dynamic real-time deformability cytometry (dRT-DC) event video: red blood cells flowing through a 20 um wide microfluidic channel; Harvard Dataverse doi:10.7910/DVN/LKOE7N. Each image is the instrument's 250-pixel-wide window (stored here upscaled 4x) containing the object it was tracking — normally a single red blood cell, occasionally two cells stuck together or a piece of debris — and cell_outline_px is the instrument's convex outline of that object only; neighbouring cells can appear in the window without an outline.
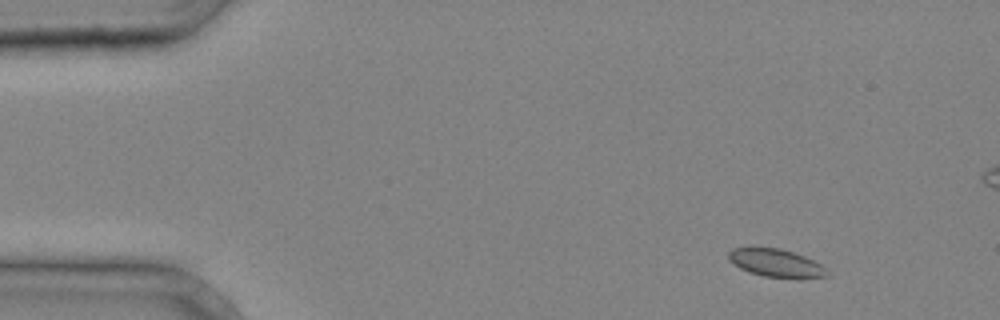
{"species": "common noctule bat (a hibernating species)", "species_latin": "Nyctalus noctula", "temperature_condition": "cold", "stored_images_in_passage": 4, "camera_frame_rate_fps": 3000, "um_per_image_px": 0.085, "animal": {"sex": "male", "body_mass_g": 20.4}, "frame": {"image": 1, "passage_image": 1, "time_ms": 0.0, "image_size_px": [1000, 320], "cell_outline_px": [[828, 276], [800, 280], [764, 276], [748, 272], [740, 268], [728, 260], [728, 252], [732, 248], [780, 248], [804, 256], [820, 264], [824, 268]], "centroid_in_image_um": [65.96, 22.39], "position_along_channel_um": 19.0, "area_um2": 16.18}}